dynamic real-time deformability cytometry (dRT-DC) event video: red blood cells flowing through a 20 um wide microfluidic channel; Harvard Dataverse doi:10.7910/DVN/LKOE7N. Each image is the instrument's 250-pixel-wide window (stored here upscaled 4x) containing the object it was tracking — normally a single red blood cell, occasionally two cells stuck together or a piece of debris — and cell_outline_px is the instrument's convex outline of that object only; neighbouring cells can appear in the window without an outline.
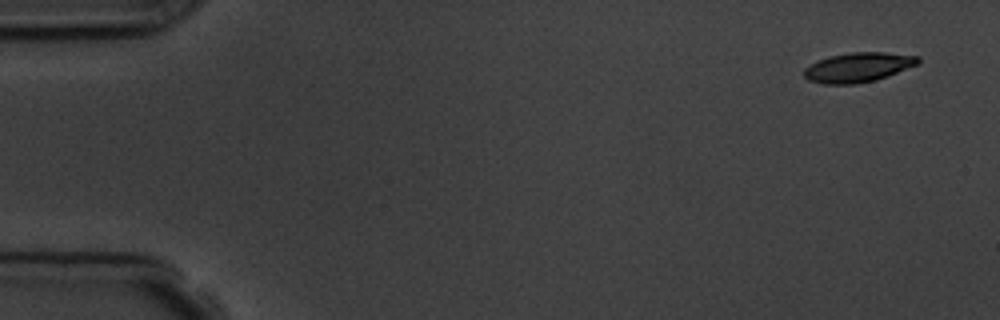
{"species": "common noctule bat (a hibernating species)", "species_latin": "Nyctalus noctula", "temperature_condition": "room temperature", "stored_images_in_passage": 5, "camera_frame_rate_fps": 3000, "um_per_image_px": 0.085, "animal": {"sex": "male", "body_mass_g": 19.5, "forearm_length_mm": 54.6}, "frame": {"image": 1, "passage_image": 1, "time_ms": 0.0, "image_size_px": [1000, 320], "cell_outline_px": [[920, 64], [888, 76], [876, 80], [856, 84], [824, 84], [808, 80], [804, 76], [804, 68], [816, 60], [828, 56], [852, 52], [884, 52], [920, 56]], "centroid_in_image_um": [72.95, 5.72], "position_along_channel_um": 12.0, "area_um2": 19.94}}
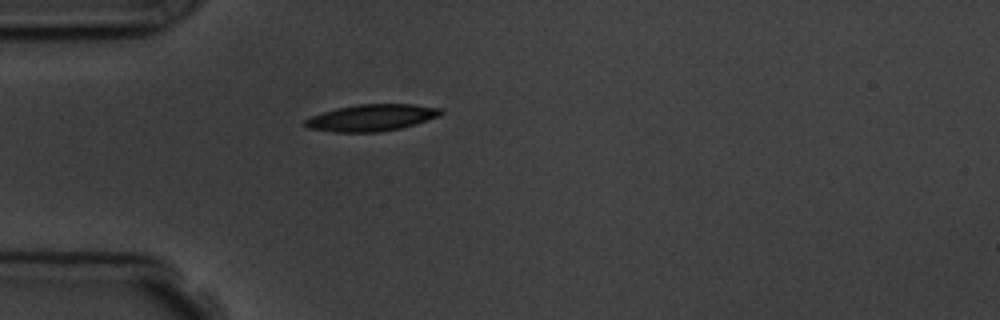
{"frame": {"image": 2, "passage_image": 5, "time_ms": 4.333, "image_size_px": [1000, 320], "cell_outline_px": [[444, 112], [440, 116], [416, 124], [400, 128], [380, 132], [332, 132], [308, 128], [304, 124], [304, 120], [312, 116], [336, 108], [356, 104], [412, 104], [444, 108]], "centroid_in_image_um": [31.63, 10.0], "position_along_channel_um": 53.4, "area_um2": 21.27}}